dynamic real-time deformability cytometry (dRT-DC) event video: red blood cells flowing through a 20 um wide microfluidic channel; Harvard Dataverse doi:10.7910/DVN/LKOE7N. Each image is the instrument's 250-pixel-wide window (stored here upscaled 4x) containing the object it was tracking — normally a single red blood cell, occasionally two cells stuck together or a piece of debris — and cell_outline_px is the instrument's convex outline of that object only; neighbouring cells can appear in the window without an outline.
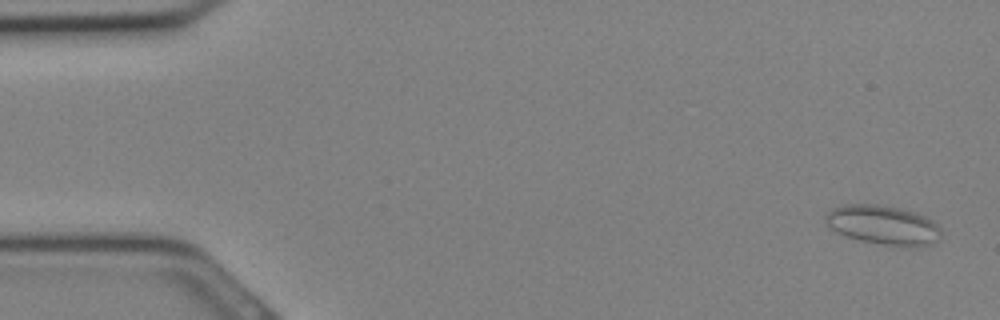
{"species": "Egyptian fruit bat (a non-hibernating species)", "species_latin": "Rousettus aegyptiacus", "temperature_condition": "cold", "stored_images_in_passage": 9, "camera_frame_rate_fps": 3000, "um_per_image_px": 0.085, "animal": {"sex": "female"}, "frame": {"image": 1, "passage_image": 2, "time_ms": 0.333, "image_size_px": [1000, 320], "cell_outline_px": [[940, 240], [932, 244], [916, 248], [912, 248], [884, 244], [860, 240], [848, 236], [828, 228], [824, 216], [832, 208], [848, 204], [876, 204], [896, 208], [912, 212], [924, 216], [932, 220], [940, 228]], "centroid_in_image_um": [75.08, 19.15], "position_along_channel_um": 9.9, "area_um2": 26.41}}